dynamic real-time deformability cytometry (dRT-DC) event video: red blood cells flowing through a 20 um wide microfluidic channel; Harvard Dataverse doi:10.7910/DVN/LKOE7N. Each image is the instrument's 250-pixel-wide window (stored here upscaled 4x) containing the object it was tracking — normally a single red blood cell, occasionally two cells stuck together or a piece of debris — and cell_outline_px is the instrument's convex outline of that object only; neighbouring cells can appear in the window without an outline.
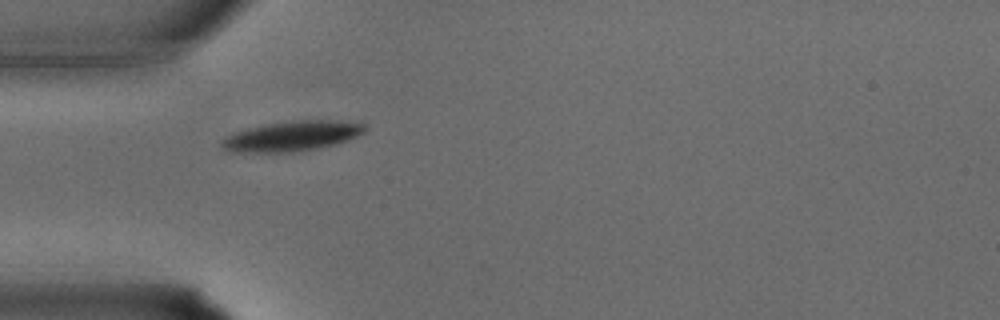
{"species": "common noctule bat (a hibernating species)", "species_latin": "Nyctalus noctula", "temperature_condition": "warm", "stored_images_in_passage": 24, "camera_frame_rate_fps": 3000, "um_per_image_px": 0.085, "animal": {"sex": "male", "body_mass_g": 15.6}, "frame": {"image": 1, "passage_image": 1, "time_ms": 0.0, "image_size_px": [1000, 320], "cell_outline_px": [[364, 132], [348, 140], [336, 144], [316, 148], [292, 152], [232, 152], [224, 148], [220, 144], [220, 140], [236, 132], [248, 128], [268, 124], [300, 120], [328, 120], [364, 124]], "centroid_in_image_um": [24.78, 11.58], "position_along_channel_um": 60.2, "area_um2": 24.51}}
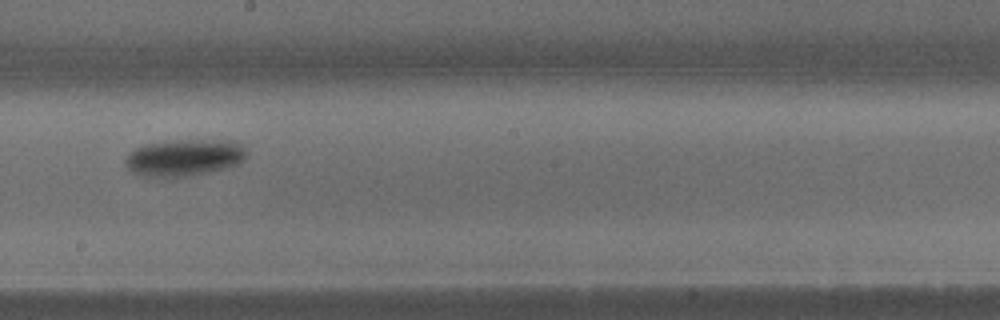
{"frame": {"image": 2, "passage_image": 10, "time_ms": 3.0, "image_size_px": [1000, 320], "cell_outline_px": [[248, 152], [236, 164], [228, 168], [188, 176], [144, 176], [128, 168], [124, 160], [136, 148], [144, 144], [176, 140], [228, 140], [244, 144]], "centroid_in_image_um": [15.71, 13.37], "position_along_channel_um": 232.5, "area_um2": 25.66}}
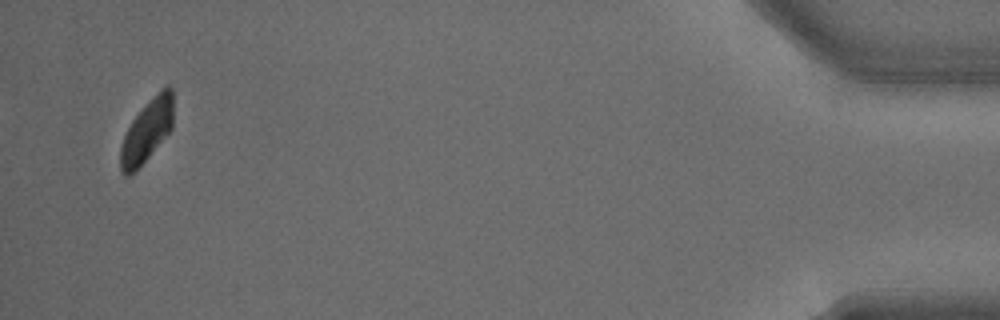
{"frame": {"image": 3, "passage_image": 24, "time_ms": 7.667, "image_size_px": [1000, 320], "cell_outline_px": [[172, 128], [148, 156], [128, 176], [124, 176], [120, 172], [120, 148], [124, 136], [132, 120], [160, 88], [168, 84], [172, 88]], "centroid_in_image_um": [12.48, 11.09], "position_along_channel_um": 422.7, "area_um2": 18.73}}